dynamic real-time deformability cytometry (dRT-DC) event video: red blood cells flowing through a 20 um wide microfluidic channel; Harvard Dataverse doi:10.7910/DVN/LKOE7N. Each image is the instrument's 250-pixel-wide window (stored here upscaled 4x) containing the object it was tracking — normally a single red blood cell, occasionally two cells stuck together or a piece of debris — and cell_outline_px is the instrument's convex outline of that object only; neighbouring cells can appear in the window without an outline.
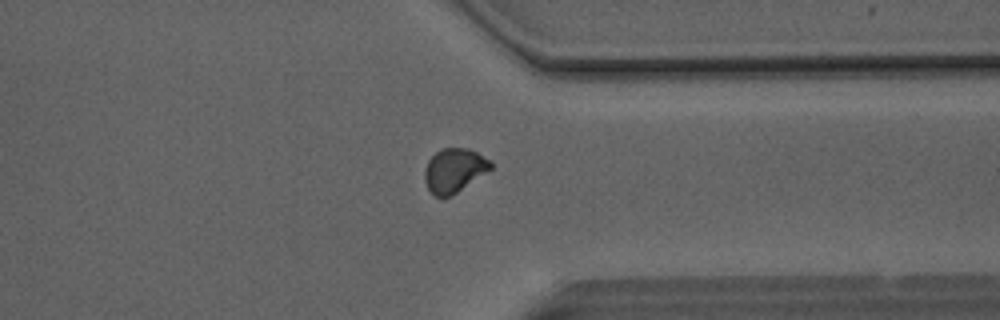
{"species": "Egyptian fruit bat (a non-hibernating species)", "species_latin": "Rousettus aegyptiacus", "temperature_condition": "room temperature", "stored_images_in_passage": 36, "camera_frame_rate_fps": 3000, "um_per_image_px": 0.085, "animal": {"sex": "male"}, "frame": {"image": 1, "passage_image": 31, "time_ms": 10.0, "image_size_px": [1000, 320], "cell_outline_px": [[492, 168], [452, 196], [436, 196], [428, 188], [424, 180], [424, 168], [428, 160], [436, 152], [444, 148], [468, 148], [492, 160]], "centroid_in_image_um": [38.61, 14.47], "position_along_channel_um": 372.8, "area_um2": 16.88}}